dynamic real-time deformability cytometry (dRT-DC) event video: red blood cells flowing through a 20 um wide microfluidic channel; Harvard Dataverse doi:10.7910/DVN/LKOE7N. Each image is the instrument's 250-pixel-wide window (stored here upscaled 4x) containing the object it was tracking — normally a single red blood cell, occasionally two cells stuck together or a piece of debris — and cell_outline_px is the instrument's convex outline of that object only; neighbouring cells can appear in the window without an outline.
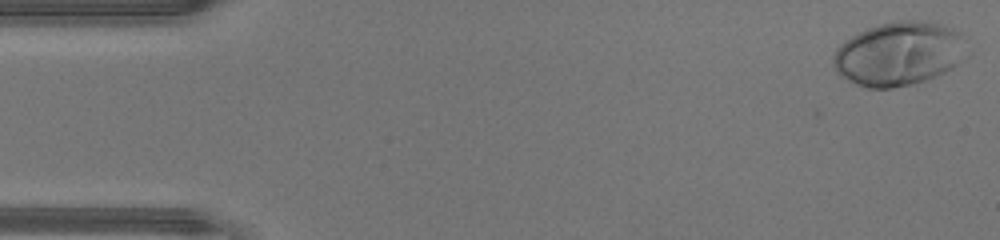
{"species": "human", "species_latin": "Homo sapiens", "temperature_condition": "warm", "stored_images_in_passage": 44, "camera_frame_rate_fps": 3000, "um_per_image_px": 0.085, "donor": {"sex": "male"}, "frame": {"image": 1, "passage_image": 1, "time_ms": 0.0, "image_size_px": [1000, 240], "cell_outline_px": [[960, 36], [956, 64], [952, 68], [944, 72], [924, 80], [892, 88], [868, 88], [856, 84], [840, 76], [836, 72], [832, 60], [836, 48], [840, 44], [852, 36], [868, 28], [880, 24], [900, 20], [916, 20], [936, 24], [952, 28], [960, 32]], "centroid_in_image_um": [76.25, 4.58], "position_along_channel_um": 8.8, "area_um2": 48.09}}
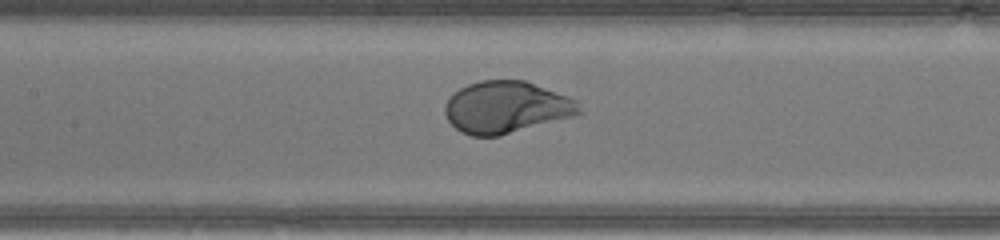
{"frame": {"image": 2, "passage_image": 20, "time_ms": 6.333, "image_size_px": [1000, 240], "cell_outline_px": [[584, 112], [576, 116], [500, 136], [472, 136], [460, 132], [448, 120], [444, 112], [444, 104], [460, 88], [468, 84], [480, 80], [524, 80], [568, 96], [576, 100]], "centroid_in_image_um": [43.06, 9.13], "position_along_channel_um": 164.3, "area_um2": 40.81}}
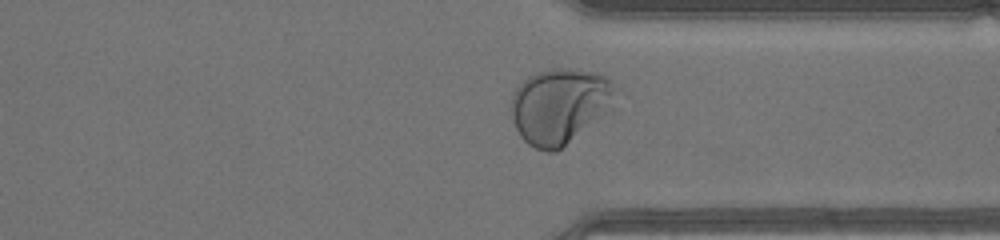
{"frame": {"image": 3, "passage_image": 33, "time_ms": 10.667, "image_size_px": [1000, 240], "cell_outline_px": [[612, 84], [604, 104], [556, 152], [548, 152], [536, 148], [528, 144], [520, 136], [516, 128], [512, 116], [512, 92], [528, 76], [536, 72], [552, 68], [568, 68], [592, 72], [608, 76]], "centroid_in_image_um": [47.33, 8.93], "position_along_channel_um": 364.1, "area_um2": 42.54}}